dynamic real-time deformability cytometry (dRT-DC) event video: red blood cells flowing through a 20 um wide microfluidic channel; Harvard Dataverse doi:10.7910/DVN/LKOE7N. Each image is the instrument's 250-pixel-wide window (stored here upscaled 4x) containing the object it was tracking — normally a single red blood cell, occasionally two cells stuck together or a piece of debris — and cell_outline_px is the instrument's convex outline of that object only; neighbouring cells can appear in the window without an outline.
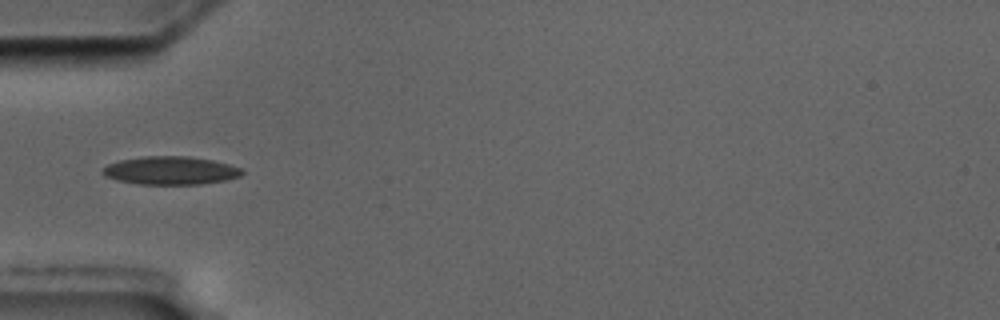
{"species": "common noctule bat (a hibernating species)", "species_latin": "Nyctalus noctula", "temperature_condition": "cold", "stored_images_in_passage": 8, "camera_frame_rate_fps": 3000, "um_per_image_px": 0.085, "animal": {"sex": "male", "body_mass_g": 17.5, "forearm_length_mm": 52.3}, "frame": {"image": 1, "passage_image": 4, "time_ms": 4.333, "image_size_px": [1000, 320], "cell_outline_px": [[244, 172], [240, 176], [228, 180], [200, 184], [136, 184], [116, 180], [104, 176], [100, 172], [108, 164], [120, 160], [144, 156], [188, 156], [212, 160], [228, 164], [240, 168]], "centroid_in_image_um": [14.48, 14.5], "position_along_channel_um": 70.5, "area_um2": 22.95}}
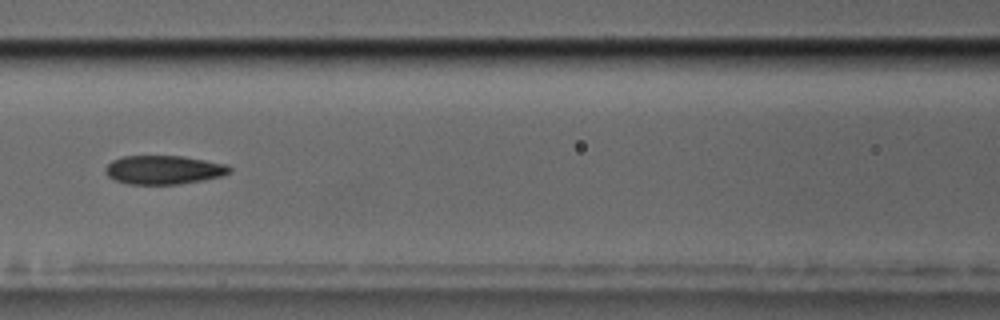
{"frame": {"image": 2, "passage_image": 6, "time_ms": 6.667, "image_size_px": [1000, 320], "cell_outline_px": [[232, 172], [220, 176], [204, 180], [180, 184], [128, 184], [116, 180], [108, 176], [104, 172], [104, 168], [112, 160], [124, 156], [184, 156], [228, 164], [232, 168]], "centroid_in_image_um": [13.94, 14.43], "position_along_channel_um": 152.7, "area_um2": 20.98}}
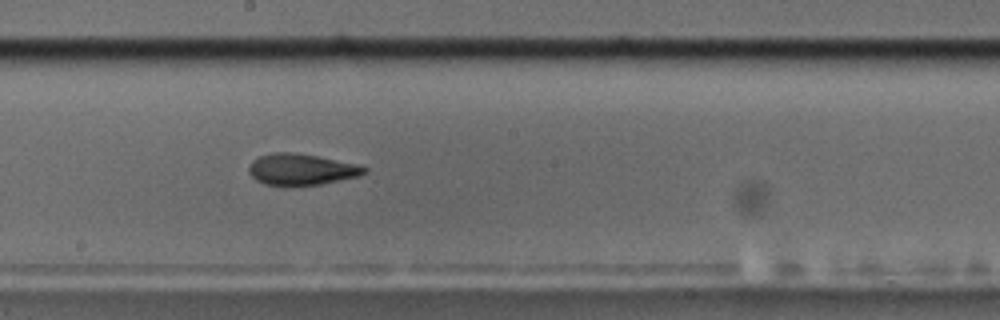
{"frame": {"image": 3, "passage_image": 8, "time_ms": 8.667, "image_size_px": [1000, 320], "cell_outline_px": [[368, 172], [360, 176], [320, 184], [288, 188], [264, 184], [256, 180], [248, 172], [248, 168], [252, 160], [260, 156], [272, 152], [292, 152], [316, 156], [356, 164], [368, 168]], "centroid_in_image_um": [25.58, 14.43], "position_along_channel_um": 222.6, "area_um2": 21.5}}